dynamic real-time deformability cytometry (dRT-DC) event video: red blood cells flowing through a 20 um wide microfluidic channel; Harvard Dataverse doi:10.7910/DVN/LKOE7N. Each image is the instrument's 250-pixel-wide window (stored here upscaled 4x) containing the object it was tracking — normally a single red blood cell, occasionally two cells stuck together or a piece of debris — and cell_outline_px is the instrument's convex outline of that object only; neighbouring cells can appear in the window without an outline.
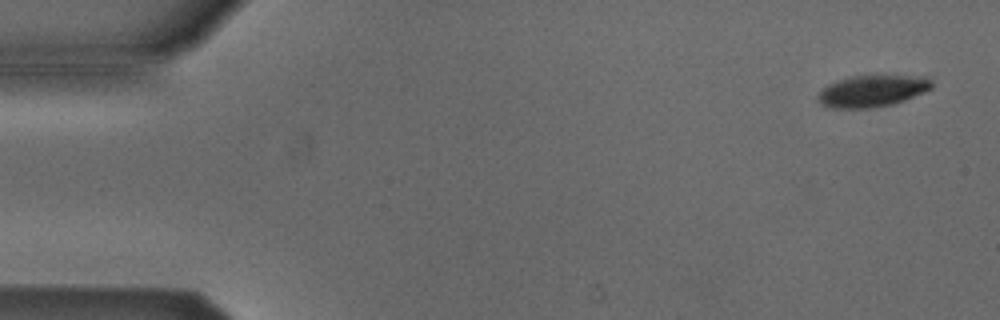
{"species": "Egyptian fruit bat (a non-hibernating species)", "species_latin": "Rousettus aegyptiacus", "temperature_condition": "cold", "stored_images_in_passage": 7, "camera_frame_rate_fps": 3000, "um_per_image_px": 0.085, "animal": {"sex": "male"}, "frame": {"image": 1, "passage_image": 1, "time_ms": 0.0, "image_size_px": [1000, 320], "cell_outline_px": [[932, 88], [924, 92], [904, 100], [892, 104], [872, 108], [828, 108], [820, 104], [816, 100], [816, 96], [828, 84], [852, 76], [928, 76], [932, 80]], "centroid_in_image_um": [74.12, 7.74], "position_along_channel_um": 10.9, "area_um2": 20.98}}
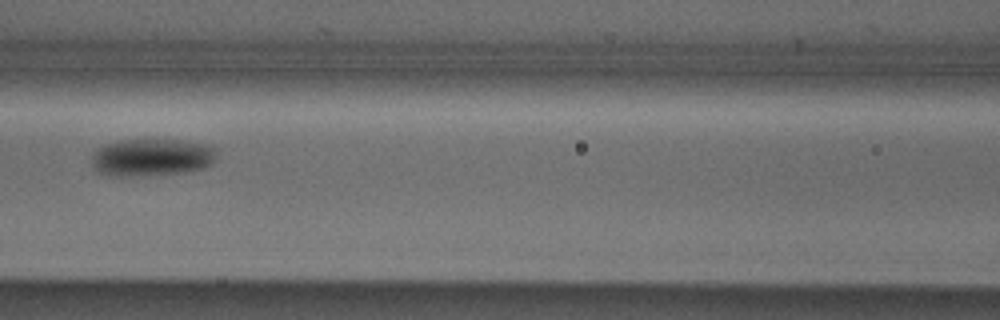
{"frame": {"image": 2, "passage_image": 6, "time_ms": 7.0, "image_size_px": [1000, 320], "cell_outline_px": [[216, 156], [212, 164], [204, 168], [180, 172], [120, 176], [112, 176], [96, 172], [92, 164], [92, 152], [96, 148], [104, 144], [120, 140], [152, 136], [212, 144], [216, 148]], "centroid_in_image_um": [12.89, 13.3], "position_along_channel_um": 153.7, "area_um2": 28.26}}
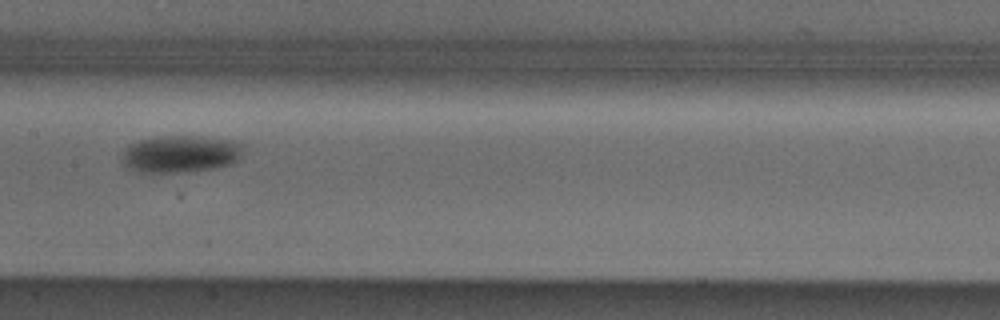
{"frame": {"image": 3, "passage_image": 7, "time_ms": 8.0, "image_size_px": [1000, 320], "cell_outline_px": [[240, 156], [236, 160], [228, 164], [212, 168], [188, 172], [136, 172], [128, 168], [120, 160], [124, 148], [140, 140], [164, 136], [204, 136], [232, 140], [240, 144]], "centroid_in_image_um": [15.27, 13.09], "position_along_channel_um": 192.1, "area_um2": 26.07}}